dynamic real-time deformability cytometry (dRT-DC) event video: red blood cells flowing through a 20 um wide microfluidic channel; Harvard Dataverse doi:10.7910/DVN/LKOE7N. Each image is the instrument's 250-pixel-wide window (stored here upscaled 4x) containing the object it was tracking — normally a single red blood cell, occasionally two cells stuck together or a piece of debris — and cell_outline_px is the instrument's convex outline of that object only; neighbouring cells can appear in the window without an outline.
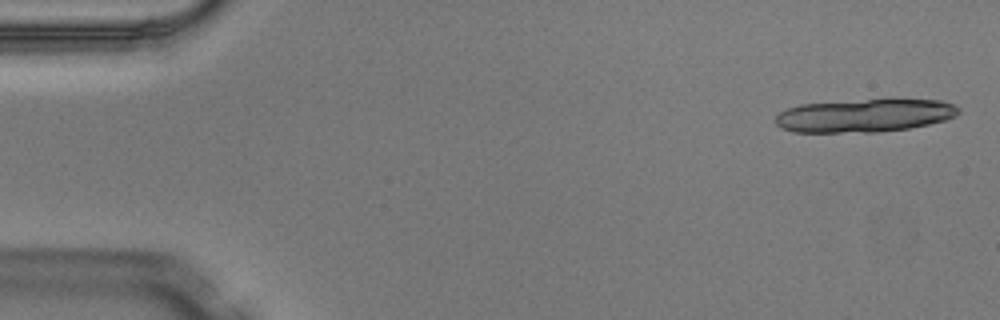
{"species": "Egyptian fruit bat (a non-hibernating species)", "species_latin": "Rousettus aegyptiacus", "temperature_condition": "warm", "stored_images_in_passage": 5, "camera_frame_rate_fps": 3000, "um_per_image_px": 0.085, "animal": {"sex": "male"}, "frame": {"image": 1, "passage_image": 1, "time_ms": 0.0, "image_size_px": [1000, 320], "cell_outline_px": [[960, 112], [956, 116], [944, 120], [928, 124], [908, 128], [876, 132], [792, 132], [780, 128], [776, 124], [776, 116], [780, 112], [788, 108], [800, 104], [892, 96], [940, 100], [952, 104], [960, 108]], "centroid_in_image_um": [73.53, 9.77], "position_along_channel_um": 11.5, "area_um2": 36.65}}